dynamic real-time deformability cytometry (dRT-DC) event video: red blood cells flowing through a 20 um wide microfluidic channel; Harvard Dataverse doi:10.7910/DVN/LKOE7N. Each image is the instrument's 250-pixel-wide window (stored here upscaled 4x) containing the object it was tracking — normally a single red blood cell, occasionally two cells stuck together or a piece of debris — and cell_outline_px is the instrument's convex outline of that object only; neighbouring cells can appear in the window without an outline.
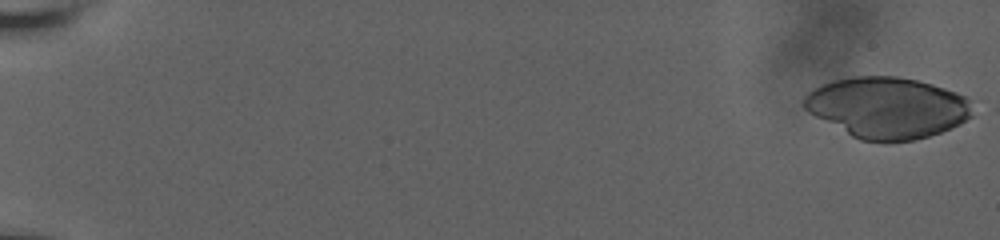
{"species": "human", "species_latin": "Homo sapiens", "temperature_condition": "room temperature", "stored_images_in_passage": 15, "camera_frame_rate_fps": 3000, "um_per_image_px": 0.085, "donor": {"sex": "male"}, "frame": {"image": 1, "passage_image": 1, "time_ms": 0.0, "image_size_px": [1000, 240], "cell_outline_px": [[972, 116], [960, 124], [952, 128], [916, 140], [888, 144], [884, 144], [860, 140], [852, 136], [808, 112], [804, 108], [804, 96], [812, 88], [820, 84], [852, 76], [896, 76], [916, 80], [932, 84], [968, 96]], "centroid_in_image_um": [75.42, 9.17], "position_along_channel_um": 9.6, "area_um2": 60.46}}